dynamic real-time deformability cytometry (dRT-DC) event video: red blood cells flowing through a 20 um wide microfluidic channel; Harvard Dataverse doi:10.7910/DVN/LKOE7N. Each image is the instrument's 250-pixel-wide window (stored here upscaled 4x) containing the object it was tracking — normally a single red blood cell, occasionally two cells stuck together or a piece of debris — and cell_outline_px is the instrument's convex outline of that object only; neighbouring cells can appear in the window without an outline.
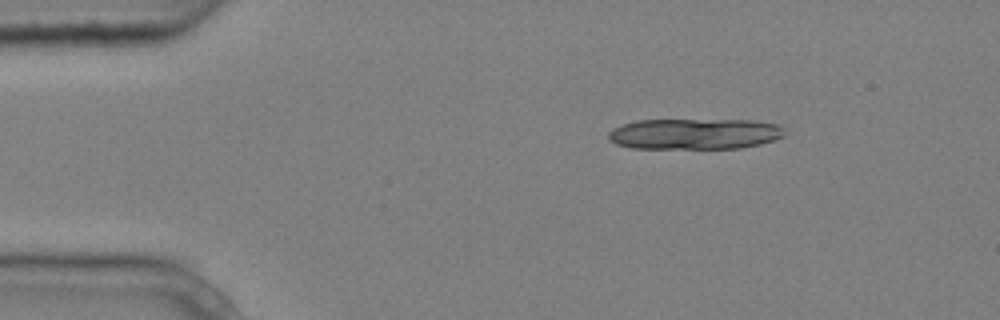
{"species": "common noctule bat (a hibernating species)", "species_latin": "Nyctalus noctula", "temperature_condition": "cold", "stored_images_in_passage": 4, "camera_frame_rate_fps": 3000, "um_per_image_px": 0.085, "animal": {"sex": "male", "body_mass_g": 20.4}, "frame": {"image": 1, "passage_image": 1, "time_ms": 0.0, "image_size_px": [1000, 320], "cell_outline_px": [[784, 136], [760, 144], [740, 148], [632, 148], [616, 144], [608, 140], [608, 132], [612, 128], [636, 120], [752, 120], [776, 124], [784, 132]], "centroid_in_image_um": [58.99, 11.38], "position_along_channel_um": 26.0, "area_um2": 31.56}}
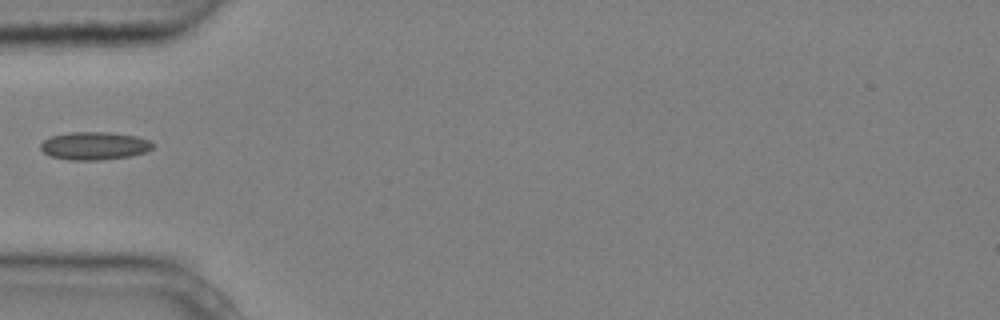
{"frame": {"image": 2, "passage_image": 4, "time_ms": 1.0, "image_size_px": [1000, 320], "cell_outline_px": [[156, 144], [152, 148], [144, 152], [132, 156], [100, 160], [68, 160], [52, 156], [44, 152], [40, 148], [40, 144], [44, 140], [52, 136], [68, 132], [112, 132], [136, 136], [148, 140]], "centroid_in_image_um": [8.04, 12.39], "position_along_channel_um": 77.0, "area_um2": 18.32}}